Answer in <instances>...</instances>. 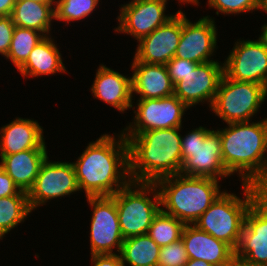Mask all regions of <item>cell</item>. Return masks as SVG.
I'll return each mask as SVG.
<instances>
[{
    "label": "cell",
    "mask_w": 267,
    "mask_h": 266,
    "mask_svg": "<svg viewBox=\"0 0 267 266\" xmlns=\"http://www.w3.org/2000/svg\"><path fill=\"white\" fill-rule=\"evenodd\" d=\"M121 134L118 141L104 134L89 143L73 163L79 190L84 189L87 197L112 196L131 181L128 140Z\"/></svg>",
    "instance_id": "6da1fadb"
},
{
    "label": "cell",
    "mask_w": 267,
    "mask_h": 266,
    "mask_svg": "<svg viewBox=\"0 0 267 266\" xmlns=\"http://www.w3.org/2000/svg\"><path fill=\"white\" fill-rule=\"evenodd\" d=\"M181 128L152 129L126 134L129 146V177L134 182L155 183L180 174L182 169Z\"/></svg>",
    "instance_id": "7a4b0ae2"
},
{
    "label": "cell",
    "mask_w": 267,
    "mask_h": 266,
    "mask_svg": "<svg viewBox=\"0 0 267 266\" xmlns=\"http://www.w3.org/2000/svg\"><path fill=\"white\" fill-rule=\"evenodd\" d=\"M228 123L217 130L226 170L241 174L243 183L253 184L264 191V163L267 162V118L259 122ZM246 172V173H244Z\"/></svg>",
    "instance_id": "3957f363"
},
{
    "label": "cell",
    "mask_w": 267,
    "mask_h": 266,
    "mask_svg": "<svg viewBox=\"0 0 267 266\" xmlns=\"http://www.w3.org/2000/svg\"><path fill=\"white\" fill-rule=\"evenodd\" d=\"M155 184L159 188L160 205L166 208L161 210L185 225H193L223 193L218 180L208 177L175 174L159 179Z\"/></svg>",
    "instance_id": "277c9868"
},
{
    "label": "cell",
    "mask_w": 267,
    "mask_h": 266,
    "mask_svg": "<svg viewBox=\"0 0 267 266\" xmlns=\"http://www.w3.org/2000/svg\"><path fill=\"white\" fill-rule=\"evenodd\" d=\"M245 199L223 192L193 224L199 230L237 249L245 215L253 201L263 192L253 184L243 183Z\"/></svg>",
    "instance_id": "5b68a950"
},
{
    "label": "cell",
    "mask_w": 267,
    "mask_h": 266,
    "mask_svg": "<svg viewBox=\"0 0 267 266\" xmlns=\"http://www.w3.org/2000/svg\"><path fill=\"white\" fill-rule=\"evenodd\" d=\"M156 189L155 183L130 181L112 195L124 239L148 233L153 218L161 209L160 195ZM150 191L154 194V201L146 195Z\"/></svg>",
    "instance_id": "8992f818"
},
{
    "label": "cell",
    "mask_w": 267,
    "mask_h": 266,
    "mask_svg": "<svg viewBox=\"0 0 267 266\" xmlns=\"http://www.w3.org/2000/svg\"><path fill=\"white\" fill-rule=\"evenodd\" d=\"M182 169L180 174L189 177H208L218 180L231 174L222 160L220 134L204 127L196 128L181 137Z\"/></svg>",
    "instance_id": "52a82bcc"
},
{
    "label": "cell",
    "mask_w": 267,
    "mask_h": 266,
    "mask_svg": "<svg viewBox=\"0 0 267 266\" xmlns=\"http://www.w3.org/2000/svg\"><path fill=\"white\" fill-rule=\"evenodd\" d=\"M266 96V86L232 80L223 74L211 109L227 124L248 122Z\"/></svg>",
    "instance_id": "ba28073f"
},
{
    "label": "cell",
    "mask_w": 267,
    "mask_h": 266,
    "mask_svg": "<svg viewBox=\"0 0 267 266\" xmlns=\"http://www.w3.org/2000/svg\"><path fill=\"white\" fill-rule=\"evenodd\" d=\"M93 207L91 218V255L120 253L124 238L120 230L115 199L112 196H88Z\"/></svg>",
    "instance_id": "9c48e42d"
},
{
    "label": "cell",
    "mask_w": 267,
    "mask_h": 266,
    "mask_svg": "<svg viewBox=\"0 0 267 266\" xmlns=\"http://www.w3.org/2000/svg\"><path fill=\"white\" fill-rule=\"evenodd\" d=\"M235 255L267 266V191H263L249 207Z\"/></svg>",
    "instance_id": "30bf717a"
},
{
    "label": "cell",
    "mask_w": 267,
    "mask_h": 266,
    "mask_svg": "<svg viewBox=\"0 0 267 266\" xmlns=\"http://www.w3.org/2000/svg\"><path fill=\"white\" fill-rule=\"evenodd\" d=\"M76 191H79V187L73 163L50 162L47 157L27 195L30 208L34 210L50 199Z\"/></svg>",
    "instance_id": "8fae6325"
},
{
    "label": "cell",
    "mask_w": 267,
    "mask_h": 266,
    "mask_svg": "<svg viewBox=\"0 0 267 266\" xmlns=\"http://www.w3.org/2000/svg\"><path fill=\"white\" fill-rule=\"evenodd\" d=\"M223 63L224 74L237 81L258 83L267 87V47L258 41H237Z\"/></svg>",
    "instance_id": "7c38bea8"
},
{
    "label": "cell",
    "mask_w": 267,
    "mask_h": 266,
    "mask_svg": "<svg viewBox=\"0 0 267 266\" xmlns=\"http://www.w3.org/2000/svg\"><path fill=\"white\" fill-rule=\"evenodd\" d=\"M138 101L137 112L134 111V125L124 129L128 131L127 134H140L152 129L181 128L182 116L188 107L174 94L160 99Z\"/></svg>",
    "instance_id": "4fadbf2b"
},
{
    "label": "cell",
    "mask_w": 267,
    "mask_h": 266,
    "mask_svg": "<svg viewBox=\"0 0 267 266\" xmlns=\"http://www.w3.org/2000/svg\"><path fill=\"white\" fill-rule=\"evenodd\" d=\"M182 33V11L139 40L134 61L166 65L175 55Z\"/></svg>",
    "instance_id": "5bb4252c"
},
{
    "label": "cell",
    "mask_w": 267,
    "mask_h": 266,
    "mask_svg": "<svg viewBox=\"0 0 267 266\" xmlns=\"http://www.w3.org/2000/svg\"><path fill=\"white\" fill-rule=\"evenodd\" d=\"M223 74L224 66L217 61L198 64L174 85V95L188 108L206 100L211 108Z\"/></svg>",
    "instance_id": "9a60e30c"
},
{
    "label": "cell",
    "mask_w": 267,
    "mask_h": 266,
    "mask_svg": "<svg viewBox=\"0 0 267 266\" xmlns=\"http://www.w3.org/2000/svg\"><path fill=\"white\" fill-rule=\"evenodd\" d=\"M166 3L167 0H133L122 5L115 31L133 35L139 41L173 17L164 14Z\"/></svg>",
    "instance_id": "2e32d148"
},
{
    "label": "cell",
    "mask_w": 267,
    "mask_h": 266,
    "mask_svg": "<svg viewBox=\"0 0 267 266\" xmlns=\"http://www.w3.org/2000/svg\"><path fill=\"white\" fill-rule=\"evenodd\" d=\"M213 19L205 16L190 22L182 12V33L174 57L198 64L210 62L216 47V27ZM209 58V59H208Z\"/></svg>",
    "instance_id": "e0dca14e"
},
{
    "label": "cell",
    "mask_w": 267,
    "mask_h": 266,
    "mask_svg": "<svg viewBox=\"0 0 267 266\" xmlns=\"http://www.w3.org/2000/svg\"><path fill=\"white\" fill-rule=\"evenodd\" d=\"M181 239L189 259L203 260L214 266H228L235 256V250L230 245L195 225H185Z\"/></svg>",
    "instance_id": "ac0fdd59"
},
{
    "label": "cell",
    "mask_w": 267,
    "mask_h": 266,
    "mask_svg": "<svg viewBox=\"0 0 267 266\" xmlns=\"http://www.w3.org/2000/svg\"><path fill=\"white\" fill-rule=\"evenodd\" d=\"M95 98L120 112L132 108V77H127L104 65L99 66L91 88Z\"/></svg>",
    "instance_id": "d6986e66"
},
{
    "label": "cell",
    "mask_w": 267,
    "mask_h": 266,
    "mask_svg": "<svg viewBox=\"0 0 267 266\" xmlns=\"http://www.w3.org/2000/svg\"><path fill=\"white\" fill-rule=\"evenodd\" d=\"M132 69V92L141 95L139 100L160 99L174 94L166 65L133 62Z\"/></svg>",
    "instance_id": "ffe728a7"
},
{
    "label": "cell",
    "mask_w": 267,
    "mask_h": 266,
    "mask_svg": "<svg viewBox=\"0 0 267 266\" xmlns=\"http://www.w3.org/2000/svg\"><path fill=\"white\" fill-rule=\"evenodd\" d=\"M1 155H11L28 149H46L43 129L31 119L16 118L0 129Z\"/></svg>",
    "instance_id": "44dd1931"
},
{
    "label": "cell",
    "mask_w": 267,
    "mask_h": 266,
    "mask_svg": "<svg viewBox=\"0 0 267 266\" xmlns=\"http://www.w3.org/2000/svg\"><path fill=\"white\" fill-rule=\"evenodd\" d=\"M0 156V166L18 188L27 193L37 178L41 164L48 157L46 149H28L11 155Z\"/></svg>",
    "instance_id": "7402d4cb"
},
{
    "label": "cell",
    "mask_w": 267,
    "mask_h": 266,
    "mask_svg": "<svg viewBox=\"0 0 267 266\" xmlns=\"http://www.w3.org/2000/svg\"><path fill=\"white\" fill-rule=\"evenodd\" d=\"M18 70L24 77L28 75L37 77L66 71L61 53L49 36H45L34 47L26 62Z\"/></svg>",
    "instance_id": "603a6c76"
},
{
    "label": "cell",
    "mask_w": 267,
    "mask_h": 266,
    "mask_svg": "<svg viewBox=\"0 0 267 266\" xmlns=\"http://www.w3.org/2000/svg\"><path fill=\"white\" fill-rule=\"evenodd\" d=\"M52 4L31 0H16L11 13L12 22L15 26L35 29L48 36L52 18H55Z\"/></svg>",
    "instance_id": "cb8c5ba5"
},
{
    "label": "cell",
    "mask_w": 267,
    "mask_h": 266,
    "mask_svg": "<svg viewBox=\"0 0 267 266\" xmlns=\"http://www.w3.org/2000/svg\"><path fill=\"white\" fill-rule=\"evenodd\" d=\"M160 247L148 234L124 239L120 250L122 262L131 266H157Z\"/></svg>",
    "instance_id": "d4e9b609"
},
{
    "label": "cell",
    "mask_w": 267,
    "mask_h": 266,
    "mask_svg": "<svg viewBox=\"0 0 267 266\" xmlns=\"http://www.w3.org/2000/svg\"><path fill=\"white\" fill-rule=\"evenodd\" d=\"M27 194L0 198V239L31 213Z\"/></svg>",
    "instance_id": "484cf974"
},
{
    "label": "cell",
    "mask_w": 267,
    "mask_h": 266,
    "mask_svg": "<svg viewBox=\"0 0 267 266\" xmlns=\"http://www.w3.org/2000/svg\"><path fill=\"white\" fill-rule=\"evenodd\" d=\"M44 37L45 35H41V32L35 29L15 26L6 58L10 59L17 69H19L26 62L34 47Z\"/></svg>",
    "instance_id": "4316f807"
},
{
    "label": "cell",
    "mask_w": 267,
    "mask_h": 266,
    "mask_svg": "<svg viewBox=\"0 0 267 266\" xmlns=\"http://www.w3.org/2000/svg\"><path fill=\"white\" fill-rule=\"evenodd\" d=\"M184 227L185 224L181 220L160 209L153 218L147 234L159 247H163L181 239Z\"/></svg>",
    "instance_id": "83f0119b"
},
{
    "label": "cell",
    "mask_w": 267,
    "mask_h": 266,
    "mask_svg": "<svg viewBox=\"0 0 267 266\" xmlns=\"http://www.w3.org/2000/svg\"><path fill=\"white\" fill-rule=\"evenodd\" d=\"M99 0H58L54 3L56 7L55 18L69 23L74 20H81L89 16L97 6Z\"/></svg>",
    "instance_id": "f1b7e54d"
},
{
    "label": "cell",
    "mask_w": 267,
    "mask_h": 266,
    "mask_svg": "<svg viewBox=\"0 0 267 266\" xmlns=\"http://www.w3.org/2000/svg\"><path fill=\"white\" fill-rule=\"evenodd\" d=\"M188 255L182 239L160 247L157 266H185Z\"/></svg>",
    "instance_id": "f546056e"
},
{
    "label": "cell",
    "mask_w": 267,
    "mask_h": 266,
    "mask_svg": "<svg viewBox=\"0 0 267 266\" xmlns=\"http://www.w3.org/2000/svg\"><path fill=\"white\" fill-rule=\"evenodd\" d=\"M210 7H213L224 14H239L257 9V0H208Z\"/></svg>",
    "instance_id": "4dcf8cb0"
},
{
    "label": "cell",
    "mask_w": 267,
    "mask_h": 266,
    "mask_svg": "<svg viewBox=\"0 0 267 266\" xmlns=\"http://www.w3.org/2000/svg\"><path fill=\"white\" fill-rule=\"evenodd\" d=\"M198 63L190 60H184L173 57L167 64L168 74L171 78L173 85L181 81L184 76L190 71L194 70Z\"/></svg>",
    "instance_id": "1f68e13d"
},
{
    "label": "cell",
    "mask_w": 267,
    "mask_h": 266,
    "mask_svg": "<svg viewBox=\"0 0 267 266\" xmlns=\"http://www.w3.org/2000/svg\"><path fill=\"white\" fill-rule=\"evenodd\" d=\"M15 24L11 15L0 16V54L7 56L10 49Z\"/></svg>",
    "instance_id": "d6a6232c"
},
{
    "label": "cell",
    "mask_w": 267,
    "mask_h": 266,
    "mask_svg": "<svg viewBox=\"0 0 267 266\" xmlns=\"http://www.w3.org/2000/svg\"><path fill=\"white\" fill-rule=\"evenodd\" d=\"M16 194H27L21 191L6 171L0 166V198L14 196Z\"/></svg>",
    "instance_id": "836d02e7"
},
{
    "label": "cell",
    "mask_w": 267,
    "mask_h": 266,
    "mask_svg": "<svg viewBox=\"0 0 267 266\" xmlns=\"http://www.w3.org/2000/svg\"><path fill=\"white\" fill-rule=\"evenodd\" d=\"M92 263L94 266H125L122 262L120 255L118 254H104V255H92Z\"/></svg>",
    "instance_id": "e575fe53"
},
{
    "label": "cell",
    "mask_w": 267,
    "mask_h": 266,
    "mask_svg": "<svg viewBox=\"0 0 267 266\" xmlns=\"http://www.w3.org/2000/svg\"><path fill=\"white\" fill-rule=\"evenodd\" d=\"M16 0H0V16L11 15Z\"/></svg>",
    "instance_id": "d590c367"
},
{
    "label": "cell",
    "mask_w": 267,
    "mask_h": 266,
    "mask_svg": "<svg viewBox=\"0 0 267 266\" xmlns=\"http://www.w3.org/2000/svg\"><path fill=\"white\" fill-rule=\"evenodd\" d=\"M228 266H263L256 263L246 261L244 258L237 257L236 255L232 258Z\"/></svg>",
    "instance_id": "8d00e7d4"
},
{
    "label": "cell",
    "mask_w": 267,
    "mask_h": 266,
    "mask_svg": "<svg viewBox=\"0 0 267 266\" xmlns=\"http://www.w3.org/2000/svg\"><path fill=\"white\" fill-rule=\"evenodd\" d=\"M185 266H214V265L203 260L188 259Z\"/></svg>",
    "instance_id": "74e56055"
},
{
    "label": "cell",
    "mask_w": 267,
    "mask_h": 266,
    "mask_svg": "<svg viewBox=\"0 0 267 266\" xmlns=\"http://www.w3.org/2000/svg\"><path fill=\"white\" fill-rule=\"evenodd\" d=\"M258 40L267 47V24L262 26V34Z\"/></svg>",
    "instance_id": "f35d334b"
},
{
    "label": "cell",
    "mask_w": 267,
    "mask_h": 266,
    "mask_svg": "<svg viewBox=\"0 0 267 266\" xmlns=\"http://www.w3.org/2000/svg\"><path fill=\"white\" fill-rule=\"evenodd\" d=\"M257 9L264 10L267 13V0H257Z\"/></svg>",
    "instance_id": "ab89813d"
},
{
    "label": "cell",
    "mask_w": 267,
    "mask_h": 266,
    "mask_svg": "<svg viewBox=\"0 0 267 266\" xmlns=\"http://www.w3.org/2000/svg\"><path fill=\"white\" fill-rule=\"evenodd\" d=\"M264 191H267V162L264 163Z\"/></svg>",
    "instance_id": "60d3db41"
},
{
    "label": "cell",
    "mask_w": 267,
    "mask_h": 266,
    "mask_svg": "<svg viewBox=\"0 0 267 266\" xmlns=\"http://www.w3.org/2000/svg\"><path fill=\"white\" fill-rule=\"evenodd\" d=\"M31 1H36L40 3H53L55 0H31Z\"/></svg>",
    "instance_id": "b9f144b4"
},
{
    "label": "cell",
    "mask_w": 267,
    "mask_h": 266,
    "mask_svg": "<svg viewBox=\"0 0 267 266\" xmlns=\"http://www.w3.org/2000/svg\"><path fill=\"white\" fill-rule=\"evenodd\" d=\"M179 1H181V2H186V3H187V2H188V3L191 2V3L197 4V5L199 4L198 0H179Z\"/></svg>",
    "instance_id": "7bdbcfd3"
}]
</instances>
